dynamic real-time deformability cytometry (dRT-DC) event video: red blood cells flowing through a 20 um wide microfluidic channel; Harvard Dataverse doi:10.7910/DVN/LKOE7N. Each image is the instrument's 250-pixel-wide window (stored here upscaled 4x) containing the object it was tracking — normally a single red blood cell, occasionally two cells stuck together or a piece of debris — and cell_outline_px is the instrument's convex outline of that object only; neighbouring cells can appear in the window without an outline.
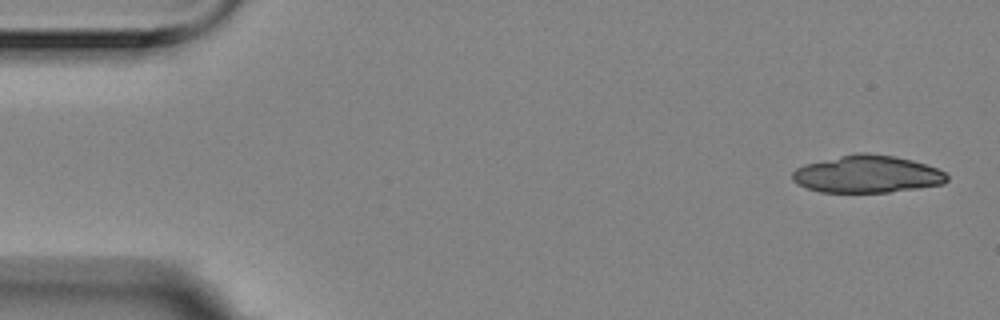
{"species": "Egyptian fruit bat (a non-hibernating species)", "species_latin": "Rousettus aegyptiacus", "temperature_condition": "room temperature", "stored_images_in_passage": 5, "segment_of_instrument_passage": [1, 2], "camera_frame_rate_fps": 3000, "um_per_image_px": 0.085, "animal": {"sex": "female"}, "frame": {"image": 1, "passage_image": 1, "time_ms": 0.0, "image_size_px": [1000, 320], "cell_outline_px": [[948, 180], [944, 184], [920, 188], [888, 192], [820, 192], [796, 184], [792, 180], [792, 172], [796, 168], [804, 164], [856, 152], [868, 152], [892, 156], [912, 160], [936, 168], [944, 172], [948, 176]], "centroid_in_image_um": [73.69, 14.8], "position_along_channel_um": 11.3, "area_um2": 33.76}}